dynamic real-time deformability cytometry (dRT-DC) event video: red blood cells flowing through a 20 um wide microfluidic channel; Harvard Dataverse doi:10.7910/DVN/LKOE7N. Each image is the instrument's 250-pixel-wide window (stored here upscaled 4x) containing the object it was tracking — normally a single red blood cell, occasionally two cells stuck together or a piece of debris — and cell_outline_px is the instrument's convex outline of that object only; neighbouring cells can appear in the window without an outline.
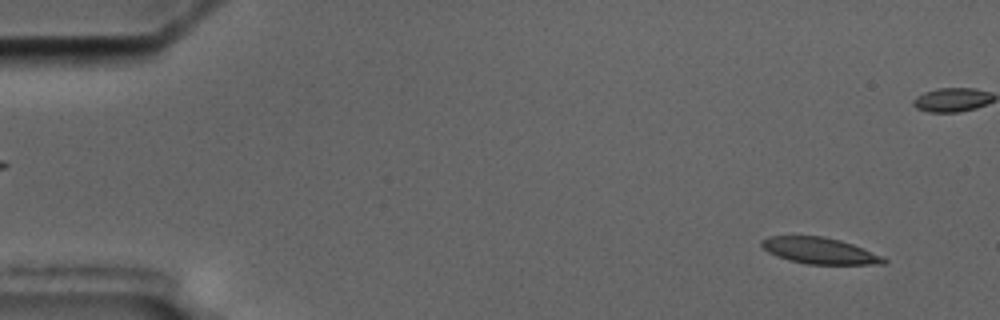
{"species": "common noctule bat (a hibernating species)", "species_latin": "Nyctalus noctula", "temperature_condition": "cold", "stored_images_in_passage": 13, "camera_frame_rate_fps": 3000, "um_per_image_px": 0.085, "animal": {"sex": "male", "body_mass_g": 17.5, "forearm_length_mm": 52.3}, "frame": {"image": 1, "passage_image": 1, "time_ms": 0.0, "image_size_px": [1000, 320], "cell_outline_px": [[888, 264], [808, 264], [788, 260], [776, 256], [768, 252], [760, 244], [760, 240], [768, 236], [824, 236], [840, 240], [852, 244], [880, 256], [888, 260]], "centroid_in_image_um": [69.62, 21.31], "position_along_channel_um": 15.4, "area_um2": 18.61}}
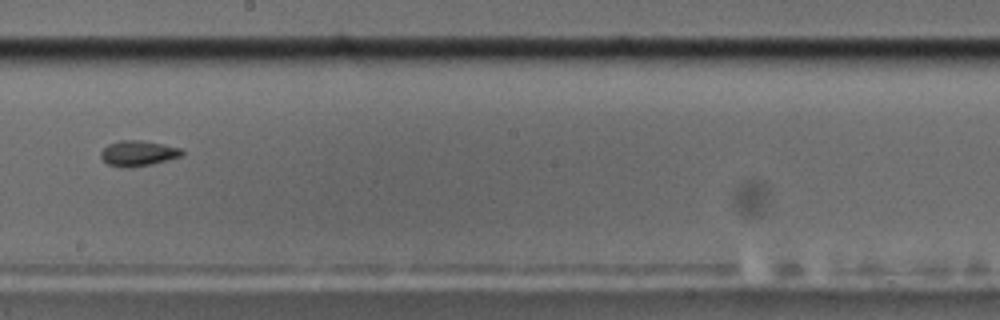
{"frame": {"image": 2, "passage_image": 10, "time_ms": 11.333, "image_size_px": [1000, 320], "cell_outline_px": [[184, 152], [180, 156], [168, 160], [152, 164], [128, 168], [124, 168], [108, 164], [100, 156], [100, 152], [108, 144], [120, 140], [140, 140], [164, 144], [180, 148]], "centroid_in_image_um": [11.73, 13.03], "position_along_channel_um": 236.5, "area_um2": 12.02}}
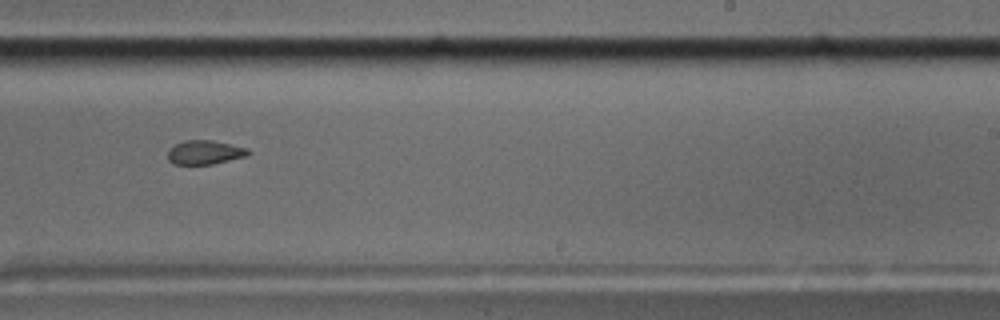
{"frame": {"image": 3, "passage_image": 11, "time_ms": 12.333, "image_size_px": [1000, 320], "cell_outline_px": [[252, 152], [248, 156], [212, 164], [172, 164], [168, 160], [168, 148], [184, 140], [212, 140], [248, 148]], "centroid_in_image_um": [17.42, 12.95], "position_along_channel_um": 271.6, "area_um2": 11.39}}